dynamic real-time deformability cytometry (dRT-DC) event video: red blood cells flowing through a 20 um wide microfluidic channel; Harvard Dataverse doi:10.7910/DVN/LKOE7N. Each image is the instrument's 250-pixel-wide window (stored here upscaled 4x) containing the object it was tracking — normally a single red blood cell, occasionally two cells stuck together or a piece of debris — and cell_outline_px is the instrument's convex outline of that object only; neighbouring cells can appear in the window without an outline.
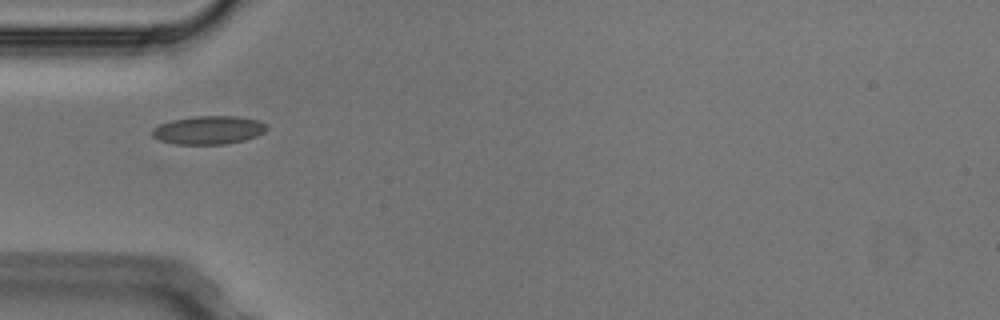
{"species": "Egyptian fruit bat (a non-hibernating species)", "species_latin": "Rousettus aegyptiacus", "temperature_condition": "cold", "stored_images_in_passage": 6, "camera_frame_rate_fps": 3000, "um_per_image_px": 0.085, "animal": {"sex": "male"}, "frame": {"image": 1, "passage_image": 5, "time_ms": 1.333, "image_size_px": [1000, 320], "cell_outline_px": [[268, 128], [264, 132], [256, 136], [244, 140], [224, 144], [176, 144], [160, 140], [152, 136], [152, 128], [160, 124], [172, 120], [196, 116], [236, 116], [260, 120], [268, 124]], "centroid_in_image_um": [17.76, 11.05], "position_along_channel_um": 67.2, "area_um2": 18.96}}
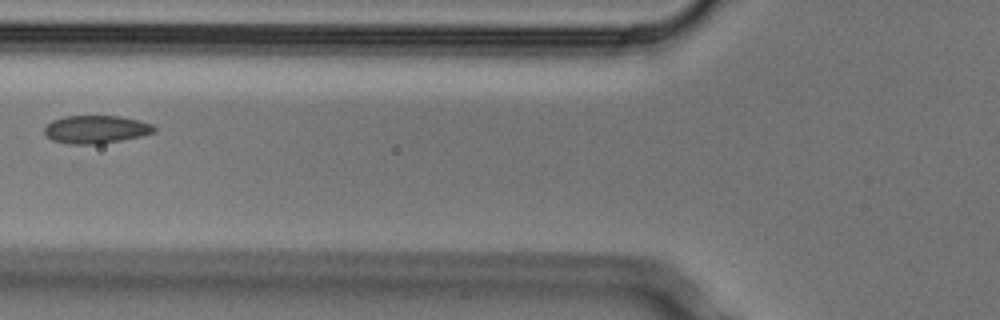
{"frame": {"image": 2, "passage_image": 6, "time_ms": 1.667, "image_size_px": [1000, 320], "cell_outline_px": [[156, 132], [144, 136], [100, 144], [68, 144], [52, 140], [44, 132], [44, 128], [52, 120], [64, 116], [120, 116], [140, 120], [152, 124], [156, 128]], "centroid_in_image_um": [8.2, 11.0], "position_along_channel_um": 117.6, "area_um2": 18.09}}